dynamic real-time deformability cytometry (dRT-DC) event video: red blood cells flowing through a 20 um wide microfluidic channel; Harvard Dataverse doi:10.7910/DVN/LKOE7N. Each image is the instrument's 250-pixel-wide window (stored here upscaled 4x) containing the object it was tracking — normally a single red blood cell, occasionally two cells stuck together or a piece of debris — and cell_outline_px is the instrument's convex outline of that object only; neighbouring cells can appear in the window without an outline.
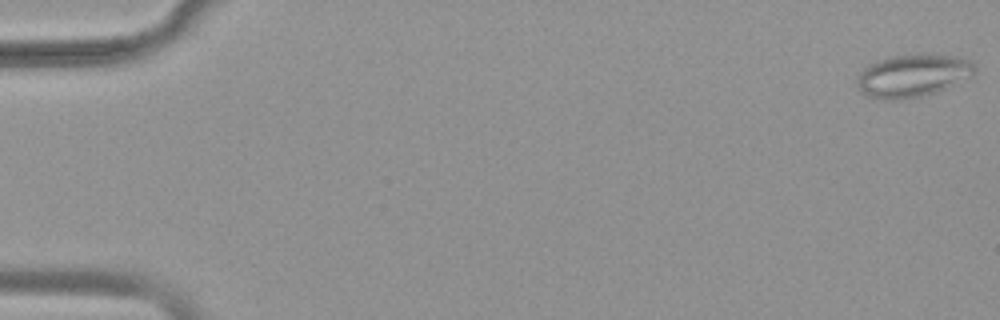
{"species": "common noctule bat (a hibernating species)", "species_latin": "Nyctalus noctula", "temperature_condition": "warm", "stored_images_in_passage": 17, "camera_frame_rate_fps": 3000, "um_per_image_px": 0.085, "animal": {"sex": "female", "body_mass_g": 19.9}, "frame": {"image": 1, "passage_image": 1, "time_ms": 0.0, "image_size_px": [1000, 320], "cell_outline_px": [[976, 72], [972, 76], [936, 92], [920, 96], [900, 100], [884, 100], [864, 96], [860, 92], [856, 84], [856, 80], [860, 72], [868, 64], [876, 60], [888, 56], [916, 52], [932, 52], [952, 56], [968, 60], [976, 68]], "centroid_in_image_um": [77.53, 6.4], "position_along_channel_um": 7.5, "area_um2": 30.11}}